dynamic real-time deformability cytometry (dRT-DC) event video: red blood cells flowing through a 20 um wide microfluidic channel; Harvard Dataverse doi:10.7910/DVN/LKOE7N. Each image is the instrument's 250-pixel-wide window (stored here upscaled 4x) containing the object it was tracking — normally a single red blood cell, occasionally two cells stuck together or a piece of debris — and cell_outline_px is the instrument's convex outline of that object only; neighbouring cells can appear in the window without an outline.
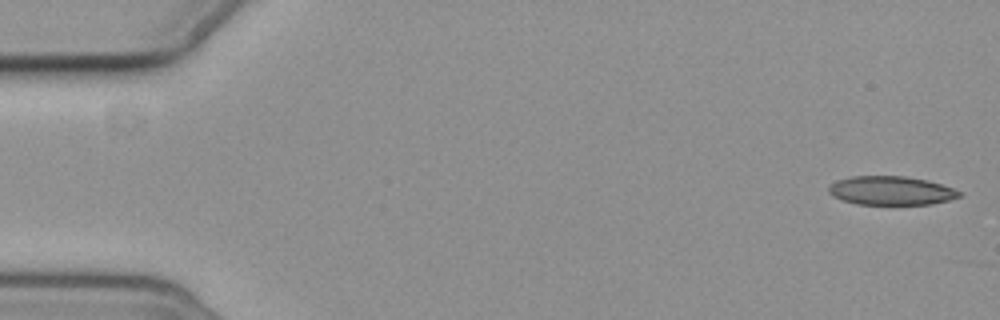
{"species": "common noctule bat (a hibernating species)", "species_latin": "Nyctalus noctula", "temperature_condition": "cold", "stored_images_in_passage": 4, "camera_frame_rate_fps": 3000, "um_per_image_px": 0.085, "animal": {"sex": "female", "body_mass_g": 19.3, "forearm_length_mm": 54.1}, "frame": {"image": 1, "passage_image": 1, "time_ms": 0.0, "image_size_px": [1000, 320], "cell_outline_px": [[960, 196], [948, 200], [932, 204], [856, 204], [832, 196], [828, 192], [828, 188], [836, 180], [852, 176], [904, 176], [928, 180], [952, 188], [960, 192]], "centroid_in_image_um": [75.71, 16.2], "position_along_channel_um": 9.3, "area_um2": 21.73}}
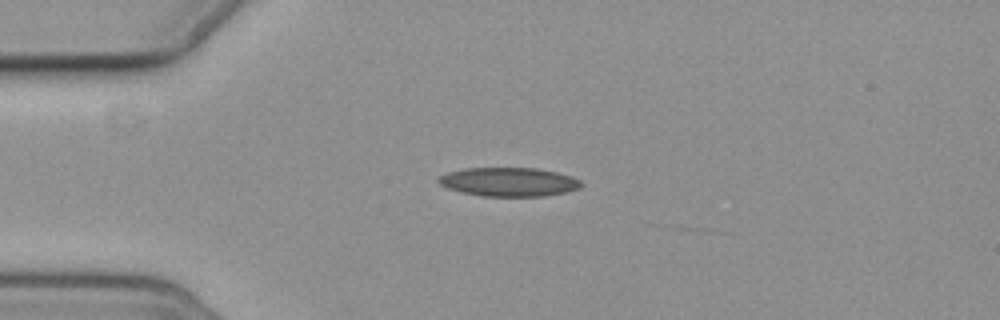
{"frame": {"image": 2, "passage_image": 4, "time_ms": 4.333, "image_size_px": [1000, 320], "cell_outline_px": [[584, 184], [580, 188], [564, 192], [544, 196], [484, 196], [464, 192], [448, 188], [440, 184], [436, 180], [440, 176], [448, 172], [464, 168], [536, 168], [556, 172], [572, 176], [580, 180]], "centroid_in_image_um": [43.27, 15.45], "position_along_channel_um": 41.7, "area_um2": 23.87}}